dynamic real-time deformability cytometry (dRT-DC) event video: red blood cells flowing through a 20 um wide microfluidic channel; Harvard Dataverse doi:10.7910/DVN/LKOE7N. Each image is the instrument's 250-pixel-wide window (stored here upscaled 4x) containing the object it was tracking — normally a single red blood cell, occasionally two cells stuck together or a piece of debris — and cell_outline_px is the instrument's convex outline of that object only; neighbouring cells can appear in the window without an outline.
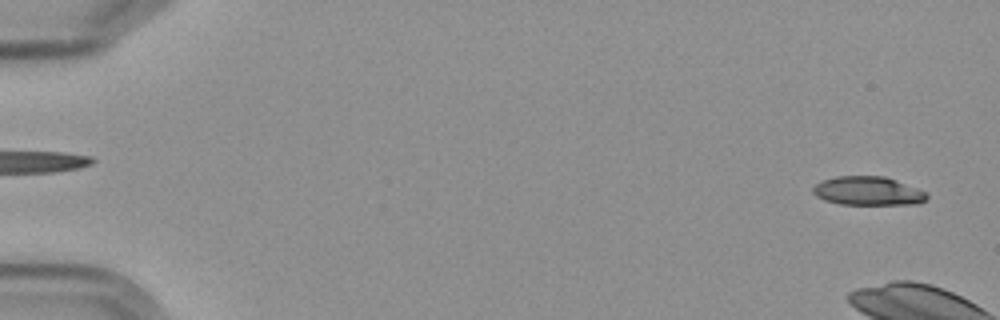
{"species": "Egyptian fruit bat (a non-hibernating species)", "species_latin": "Rousettus aegyptiacus", "temperature_condition": "cold", "stored_images_in_passage": 5, "segment_of_instrument_passage": [2, 2], "camera_frame_rate_fps": 3000, "um_per_image_px": 0.085, "frame": {"image": 1, "passage_image": 5, "time_ms": 5.333, "image_size_px": [1000, 320], "cell_outline_px": [[928, 196], [920, 204], [840, 204], [824, 200], [816, 196], [812, 192], [812, 188], [820, 180], [836, 176], [884, 176], [896, 180], [928, 192]], "centroid_in_image_um": [73.76, 16.23], "position_along_channel_um": 11.2, "area_um2": 19.19}}